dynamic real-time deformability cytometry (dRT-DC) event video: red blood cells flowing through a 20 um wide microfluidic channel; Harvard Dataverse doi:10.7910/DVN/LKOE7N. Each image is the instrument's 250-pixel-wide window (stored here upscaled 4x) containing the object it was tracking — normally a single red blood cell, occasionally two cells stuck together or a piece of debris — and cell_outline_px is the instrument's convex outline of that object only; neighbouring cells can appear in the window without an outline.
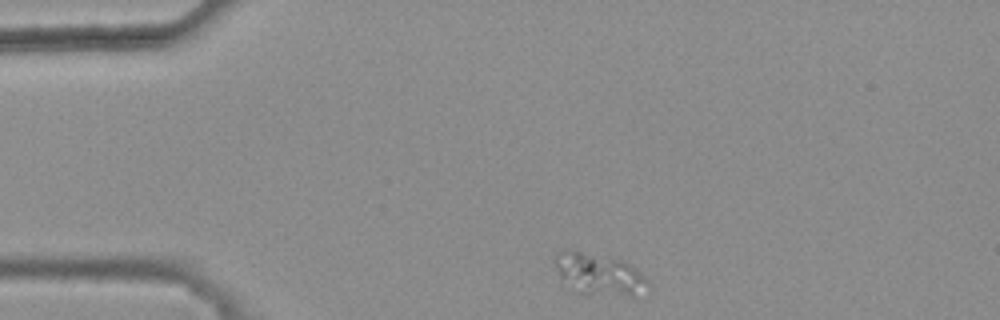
{"species": "common noctule bat (a hibernating species)", "species_latin": "Nyctalus noctula", "temperature_condition": "warm", "stored_images_in_passage": 35, "camera_frame_rate_fps": 3000, "um_per_image_px": 0.085, "animal": {"sex": "female", "body_mass_g": 25.1}, "frame": {"image": 1, "passage_image": 1, "time_ms": 0.0, "image_size_px": [1000, 320], "cell_outline_px": [[648, 280], [632, 296], [628, 296], [576, 292], [560, 280], [552, 260], [556, 252], [580, 252], [624, 260], [640, 272]], "centroid_in_image_um": [50.8, 23.3], "position_along_channel_um": 34.2, "area_um2": 21.79}}
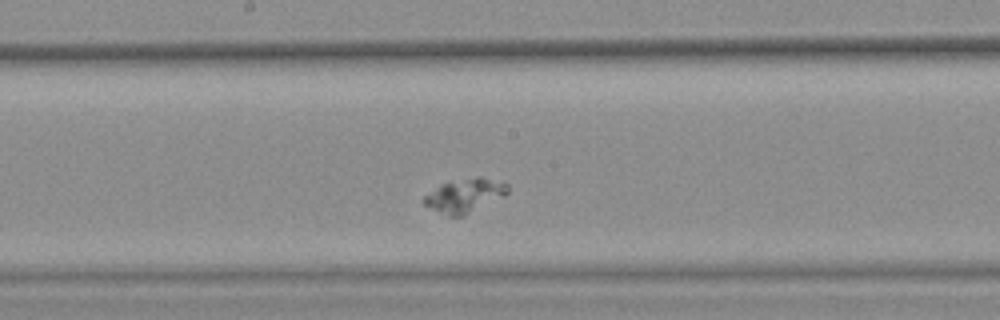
{"frame": {"image": 2, "passage_image": 19, "time_ms": 6.0, "image_size_px": [1000, 320], "cell_outline_px": [[508, 192], [504, 196], [464, 216], [448, 216], [424, 204], [424, 196], [440, 184], [476, 176], [480, 176], [504, 180], [508, 184]], "centroid_in_image_um": [39.57, 16.59], "position_along_channel_um": 208.6, "area_um2": 16.53}}
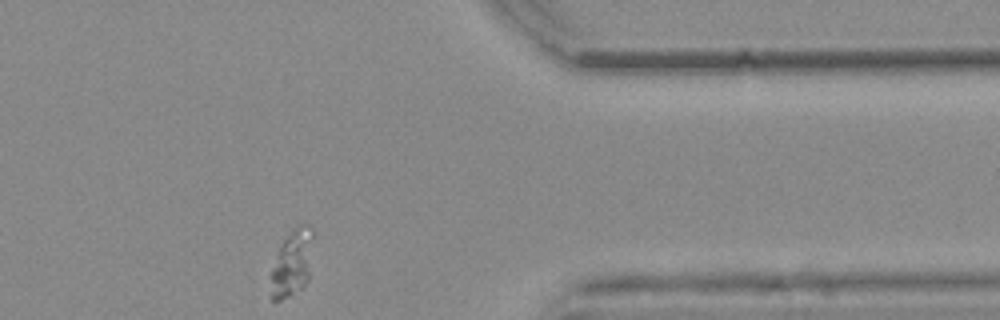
{"frame": {"image": 3, "passage_image": 35, "time_ms": 11.333, "image_size_px": [1000, 320], "cell_outline_px": [[312, 236], [308, 280], [304, 288], [292, 296], [280, 300], [272, 300], [268, 296], [268, 276], [280, 248], [284, 240], [300, 224], [312, 224]], "centroid_in_image_um": [24.77, 22.48], "position_along_channel_um": 386.6, "area_um2": 16.76}}